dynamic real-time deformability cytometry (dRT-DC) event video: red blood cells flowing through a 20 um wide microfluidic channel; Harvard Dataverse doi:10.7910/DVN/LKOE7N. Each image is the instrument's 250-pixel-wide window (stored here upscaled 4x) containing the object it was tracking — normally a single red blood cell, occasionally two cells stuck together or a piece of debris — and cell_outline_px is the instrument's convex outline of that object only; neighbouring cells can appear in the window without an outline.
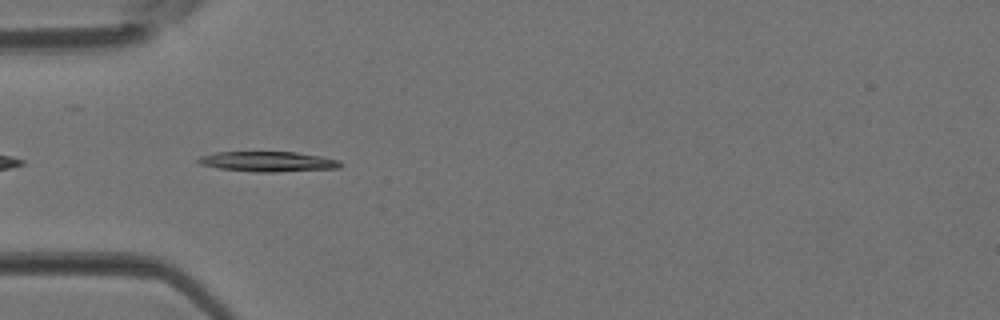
{"species": "Egyptian fruit bat (a non-hibernating species)", "species_latin": "Rousettus aegyptiacus", "temperature_condition": "room temperature", "stored_images_in_passage": 5, "camera_frame_rate_fps": 3000, "um_per_image_px": 0.085, "animal": {"sex": "female"}, "frame": {"image": 1, "passage_image": 4, "time_ms": 1.0, "image_size_px": [1000, 320], "cell_outline_px": [[340, 168], [272, 172], [256, 172], [220, 168], [200, 164], [196, 160], [200, 156], [216, 152], [296, 152], [320, 156], [340, 160]], "centroid_in_image_um": [22.77, 13.73], "position_along_channel_um": 62.2, "area_um2": 16.53}}
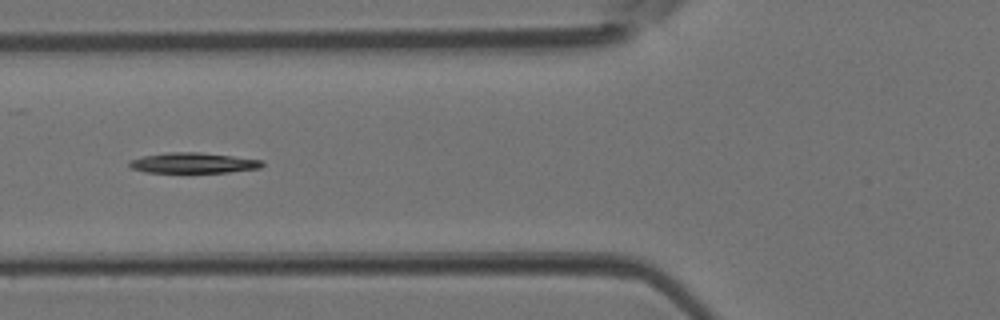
{"frame": {"image": 2, "passage_image": 5, "time_ms": 1.333, "image_size_px": [1000, 320], "cell_outline_px": [[264, 164], [260, 168], [228, 172], [144, 172], [132, 168], [128, 164], [128, 160], [144, 156], [168, 152], [200, 152], [264, 160]], "centroid_in_image_um": [16.43, 13.84], "position_along_channel_um": 109.4, "area_um2": 15.78}}